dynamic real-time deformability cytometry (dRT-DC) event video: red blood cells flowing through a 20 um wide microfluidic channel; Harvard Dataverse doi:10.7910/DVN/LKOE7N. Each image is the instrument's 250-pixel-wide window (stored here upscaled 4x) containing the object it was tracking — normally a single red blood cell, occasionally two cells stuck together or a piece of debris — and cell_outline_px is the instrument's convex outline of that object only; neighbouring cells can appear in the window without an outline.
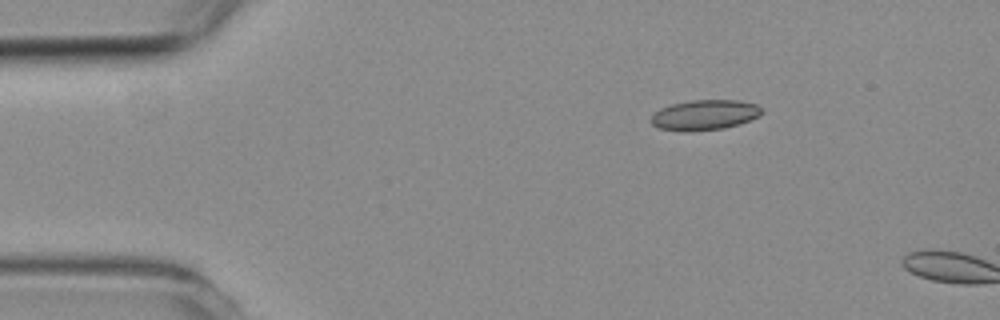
{"species": "common noctule bat (a hibernating species)", "species_latin": "Nyctalus noctula", "temperature_condition": "room temperature", "stored_images_in_passage": 3, "camera_frame_rate_fps": 3000, "um_per_image_px": 0.085, "animal": {"sex": "female", "body_mass_g": 19.3, "forearm_length_mm": 54.1}, "frame": {"image": 1, "passage_image": 3, "time_ms": 3.333, "image_size_px": [1000, 320], "cell_outline_px": [[764, 112], [740, 124], [724, 128], [688, 132], [660, 128], [652, 124], [652, 116], [660, 108], [668, 104], [692, 100], [740, 100], [756, 104], [764, 108]], "centroid_in_image_um": [59.91, 9.76], "position_along_channel_um": 25.1, "area_um2": 19.54}}